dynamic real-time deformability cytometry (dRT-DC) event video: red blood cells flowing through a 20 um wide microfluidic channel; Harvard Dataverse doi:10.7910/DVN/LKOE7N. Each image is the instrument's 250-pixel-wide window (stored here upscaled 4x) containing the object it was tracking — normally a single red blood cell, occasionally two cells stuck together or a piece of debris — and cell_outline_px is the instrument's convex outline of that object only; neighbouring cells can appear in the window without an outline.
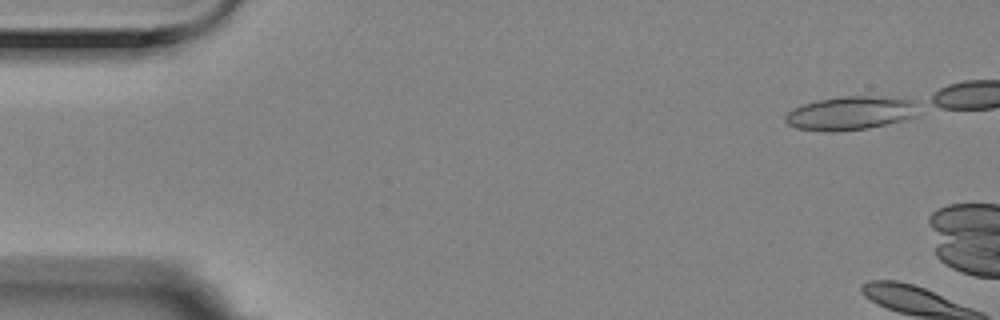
{"species": "Egyptian fruit bat (a non-hibernating species)", "species_latin": "Rousettus aegyptiacus", "temperature_condition": "room temperature", "stored_images_in_passage": 6, "camera_frame_rate_fps": 3000, "um_per_image_px": 0.085, "animal": {"sex": "female"}, "frame": {"image": 1, "passage_image": 2, "time_ms": 0.333, "image_size_px": [1000, 320], "cell_outline_px": [[916, 116], [904, 120], [868, 128], [832, 132], [796, 128], [788, 124], [784, 120], [784, 116], [792, 108], [816, 100], [844, 96], [864, 96], [912, 100]], "centroid_in_image_um": [72.19, 9.63], "position_along_channel_um": 12.8, "area_um2": 25.61}}